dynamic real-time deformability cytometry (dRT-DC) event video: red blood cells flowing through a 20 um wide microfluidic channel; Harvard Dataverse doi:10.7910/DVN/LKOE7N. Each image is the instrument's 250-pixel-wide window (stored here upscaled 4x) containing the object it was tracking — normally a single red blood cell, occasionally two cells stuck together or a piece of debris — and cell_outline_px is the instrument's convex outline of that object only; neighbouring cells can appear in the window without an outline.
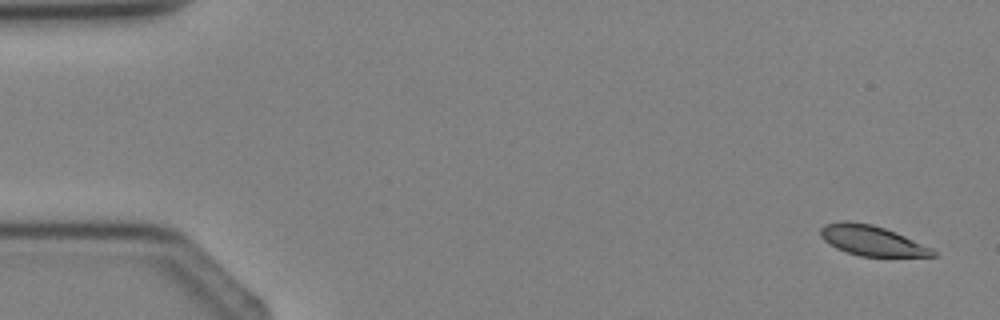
{"species": "Egyptian fruit bat (a non-hibernating species)", "species_latin": "Rousettus aegyptiacus", "temperature_condition": "cold", "stored_images_in_passage": 4, "camera_frame_rate_fps": 3000, "um_per_image_px": 0.085, "animal": {"sex": "female"}, "frame": {"image": 1, "passage_image": 1, "time_ms": 0.0, "image_size_px": [1000, 320], "cell_outline_px": [[936, 256], [860, 256], [836, 248], [824, 240], [820, 236], [820, 228], [824, 224], [840, 220], [848, 220], [872, 224], [884, 228], [904, 236], [932, 248], [936, 252]], "centroid_in_image_um": [74.05, 20.43], "position_along_channel_um": 10.9, "area_um2": 19.59}}